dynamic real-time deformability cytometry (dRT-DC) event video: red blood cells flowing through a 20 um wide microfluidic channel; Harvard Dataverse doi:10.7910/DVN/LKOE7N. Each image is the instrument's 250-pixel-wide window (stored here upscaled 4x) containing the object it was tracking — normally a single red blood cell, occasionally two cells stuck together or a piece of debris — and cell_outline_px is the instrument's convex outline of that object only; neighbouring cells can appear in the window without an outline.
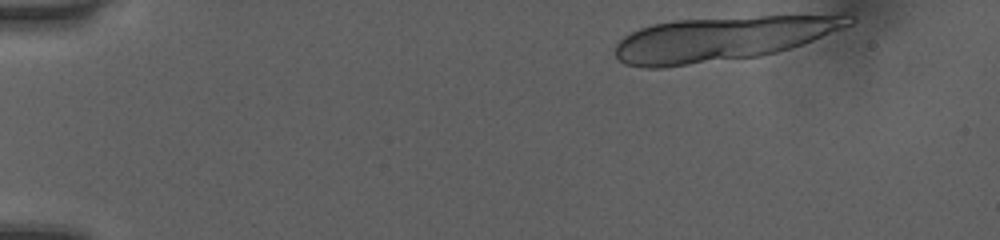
{"species": "human", "species_latin": "Homo sapiens", "temperature_condition": "room temperature", "stored_images_in_passage": 14, "camera_frame_rate_fps": 3000, "um_per_image_px": 0.085, "donor": {"sex": "female"}, "frame": {"image": 1, "passage_image": 1, "time_ms": 0.0, "image_size_px": [1000, 240], "cell_outline_px": [[856, 20], [852, 24], [812, 40], [776, 52], [760, 56], [664, 68], [644, 68], [624, 64], [616, 56], [616, 44], [624, 36], [640, 28], [652, 24], [676, 20], [760, 16], [856, 16]], "centroid_in_image_um": [61.28, 3.31], "position_along_channel_um": 23.7, "area_um2": 59.82}}